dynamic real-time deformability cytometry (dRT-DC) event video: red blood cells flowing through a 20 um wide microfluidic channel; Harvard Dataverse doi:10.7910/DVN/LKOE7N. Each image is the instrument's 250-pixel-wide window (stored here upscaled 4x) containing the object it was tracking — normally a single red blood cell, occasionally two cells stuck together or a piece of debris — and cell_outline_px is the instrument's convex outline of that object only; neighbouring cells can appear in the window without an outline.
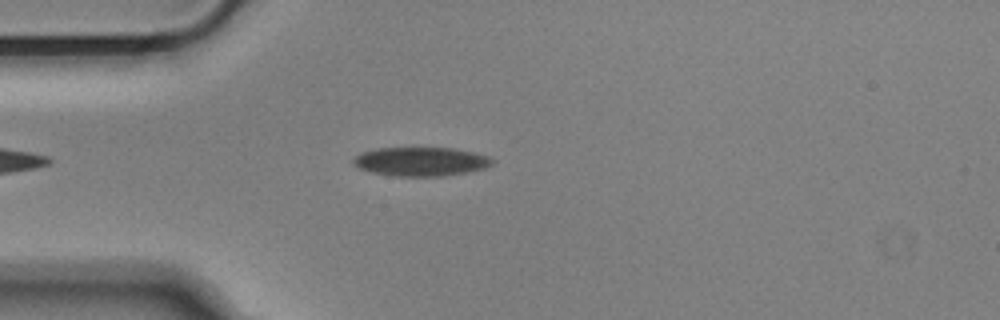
{"species": "Egyptian fruit bat (a non-hibernating species)", "species_latin": "Rousettus aegyptiacus", "temperature_condition": "cold", "stored_images_in_passage": 46, "camera_frame_rate_fps": 3000, "um_per_image_px": 0.085, "animal": {"sex": "male"}, "frame": {"image": 1, "passage_image": 6, "time_ms": 1.667, "image_size_px": [1000, 320], "cell_outline_px": [[492, 164], [484, 168], [444, 176], [396, 176], [372, 172], [360, 168], [352, 164], [352, 160], [360, 152], [376, 148], [452, 148], [476, 152], [488, 156], [492, 160]], "centroid_in_image_um": [35.74, 13.72], "position_along_channel_um": 49.3, "area_um2": 23.29}}
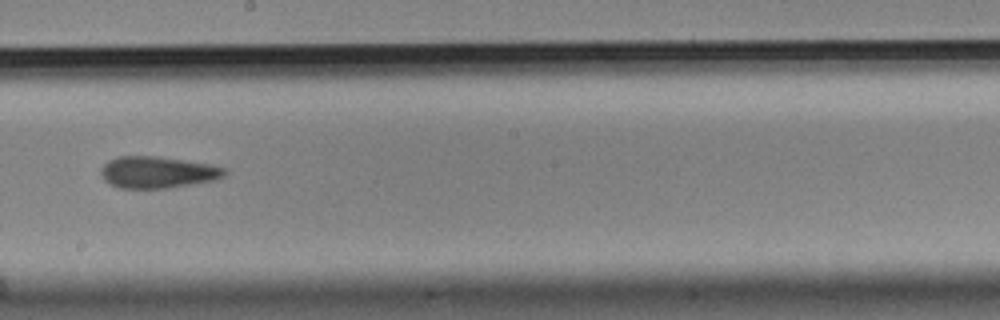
{"frame": {"image": 2, "passage_image": 22, "time_ms": 7.0, "image_size_px": [1000, 320], "cell_outline_px": [[228, 172], [224, 176], [216, 180], [164, 188], [120, 188], [104, 180], [100, 172], [100, 168], [108, 160], [116, 156], [156, 156], [212, 164], [228, 168]], "centroid_in_image_um": [13.42, 14.63], "position_along_channel_um": 234.8, "area_um2": 22.95}}
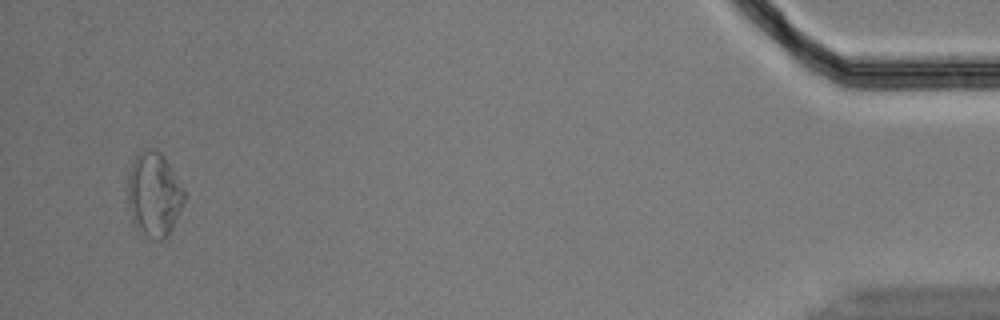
{"frame": {"image": 3, "passage_image": 44, "time_ms": 14.333, "image_size_px": [1000, 320], "cell_outline_px": [[188, 196], [168, 236], [160, 240], [156, 240], [148, 236], [136, 228], [132, 224], [128, 204], [128, 176], [132, 164], [136, 156], [144, 148], [156, 148], [164, 156], [188, 192]], "centroid_in_image_um": [13.13, 16.51], "position_along_channel_um": 422.1, "area_um2": 28.38}, "authors_computed_cell_mechanics": {"area_um2": 23.2934, "velocity_mm_per_s": 3.6626, "shape_relaxation_time_tau1_ms": 5.3059, "shape_relaxation_time_tau2_ms": 4.2669, "deformation_change_tau1": 0.0942, "deformation_change_tau2": 0.1152}}